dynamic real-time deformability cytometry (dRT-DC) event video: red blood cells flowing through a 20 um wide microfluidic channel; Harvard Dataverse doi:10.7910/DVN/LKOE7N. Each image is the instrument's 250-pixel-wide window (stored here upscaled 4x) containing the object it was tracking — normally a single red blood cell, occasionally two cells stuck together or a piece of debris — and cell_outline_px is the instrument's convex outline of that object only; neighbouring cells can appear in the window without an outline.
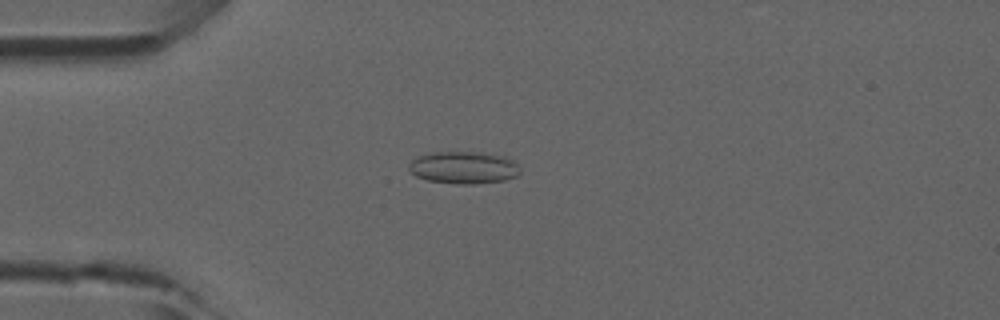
{"species": "common noctule bat (a hibernating species)", "species_latin": "Nyctalus noctula", "temperature_condition": "room temperature", "stored_images_in_passage": 47, "camera_frame_rate_fps": 3000, "um_per_image_px": 0.085, "animal": {"sex": "male", "forearm_length_mm": 52.5}, "frame": {"image": 1, "passage_image": 12, "time_ms": 3.667, "image_size_px": [1000, 320], "cell_outline_px": [[520, 172], [516, 176], [504, 180], [472, 184], [460, 184], [428, 180], [416, 176], [408, 168], [408, 164], [416, 156], [432, 152], [480, 152], [504, 156], [512, 160], [520, 168]], "centroid_in_image_um": [39.39, 14.23], "position_along_channel_um": 45.6, "area_um2": 20.87}}
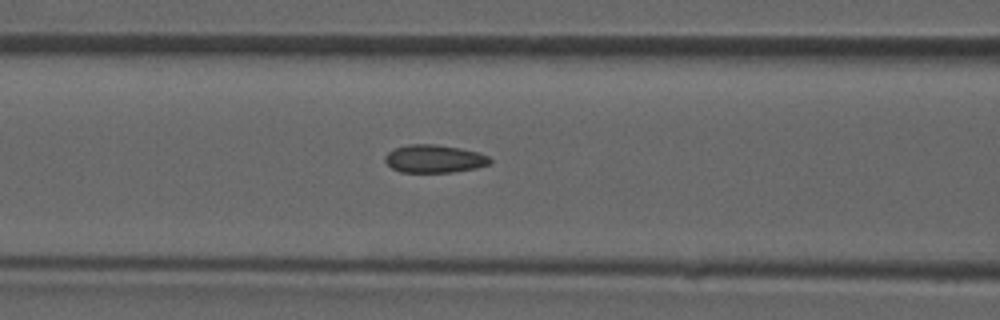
{"frame": {"image": 2, "passage_image": 19, "time_ms": 6.0, "image_size_px": [1000, 320], "cell_outline_px": [[492, 160], [488, 164], [476, 168], [452, 172], [400, 172], [392, 168], [384, 160], [384, 156], [392, 148], [408, 144], [436, 144], [460, 148], [476, 152], [488, 156]], "centroid_in_image_um": [36.87, 13.49], "position_along_channel_um": 129.7, "area_um2": 17.11}}
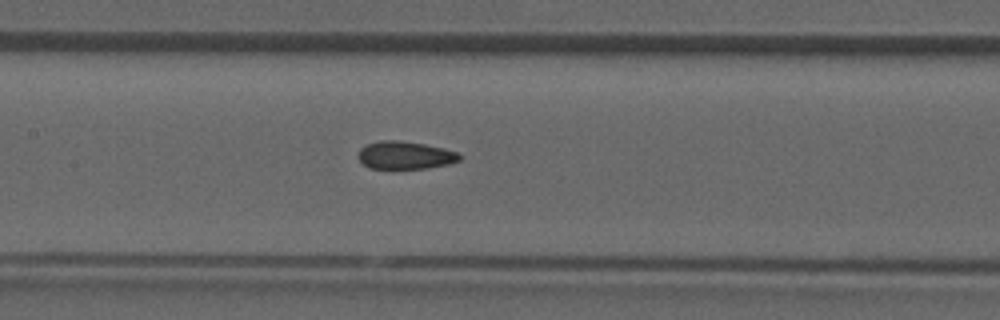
{"frame": {"image": 3, "passage_image": 22, "time_ms": 7.0, "image_size_px": [1000, 320], "cell_outline_px": [[460, 160], [448, 164], [428, 168], [368, 168], [356, 156], [360, 148], [368, 144], [380, 140], [400, 140], [424, 144], [444, 148], [456, 152], [460, 156]], "centroid_in_image_um": [34.4, 13.19], "position_along_channel_um": 173.0, "area_um2": 16.36}}